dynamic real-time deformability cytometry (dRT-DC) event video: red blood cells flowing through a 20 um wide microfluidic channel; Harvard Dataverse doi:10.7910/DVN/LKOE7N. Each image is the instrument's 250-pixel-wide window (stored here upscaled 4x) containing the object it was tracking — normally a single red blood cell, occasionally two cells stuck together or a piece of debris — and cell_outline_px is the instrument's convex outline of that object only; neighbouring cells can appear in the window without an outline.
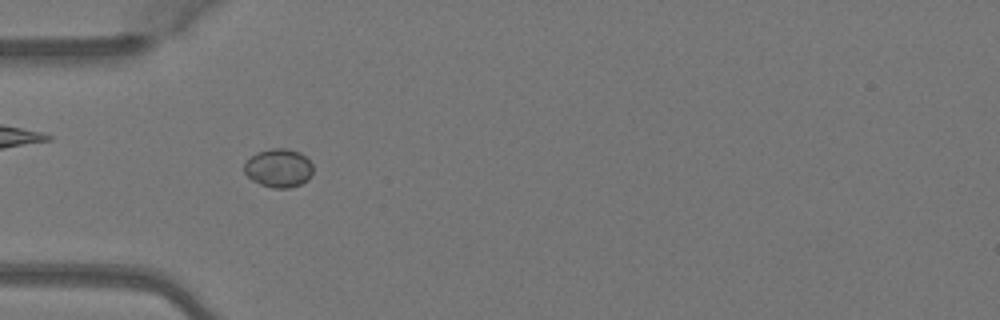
{"species": "Egyptian fruit bat (a non-hibernating species)", "species_latin": "Rousettus aegyptiacus", "temperature_condition": "warm", "stored_images_in_passage": 5, "camera_frame_rate_fps": 3000, "um_per_image_px": 0.085, "animal": {"sex": "female"}, "frame": {"image": 1, "passage_image": 3, "time_ms": 0.667, "image_size_px": [1000, 320], "cell_outline_px": [[312, 172], [308, 180], [300, 184], [288, 188], [272, 188], [260, 184], [252, 180], [244, 172], [244, 164], [256, 152], [272, 148], [288, 148], [300, 152], [312, 164]], "centroid_in_image_um": [23.68, 14.28], "position_along_channel_um": 61.3, "area_um2": 15.43}}
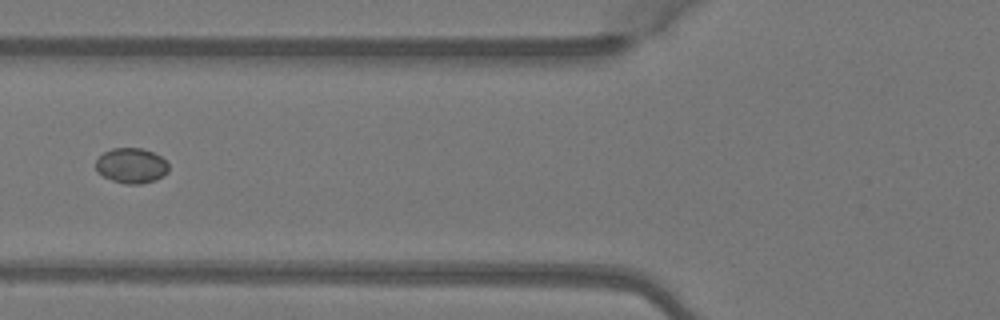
{"frame": {"image": 2, "passage_image": 4, "time_ms": 1.0, "image_size_px": [1000, 320], "cell_outline_px": [[168, 172], [164, 176], [156, 180], [140, 184], [124, 184], [112, 180], [96, 172], [96, 160], [104, 152], [112, 148], [140, 148], [152, 152], [160, 156], [168, 164]], "centroid_in_image_um": [11.16, 14.09], "position_along_channel_um": 114.6, "area_um2": 14.97}}
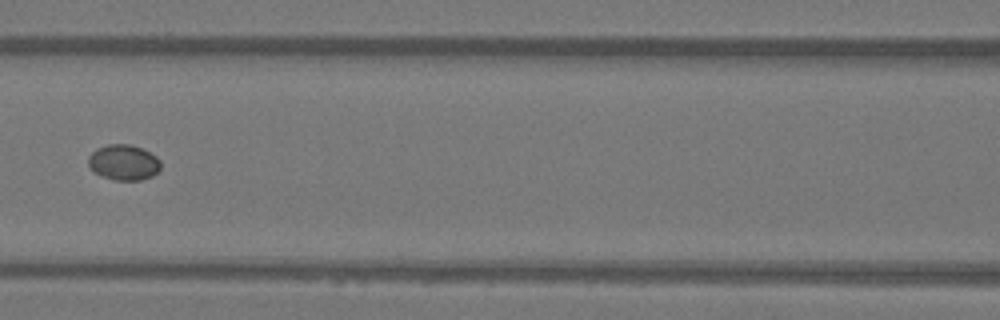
{"frame": {"image": 3, "passage_image": 5, "time_ms": 1.333, "image_size_px": [1000, 320], "cell_outline_px": [[160, 168], [152, 176], [140, 180], [112, 180], [100, 176], [92, 172], [88, 164], [88, 156], [96, 148], [108, 144], [128, 144], [140, 148], [156, 156], [160, 160]], "centroid_in_image_um": [10.46, 13.81], "position_along_channel_um": 156.1, "area_um2": 15.09}}